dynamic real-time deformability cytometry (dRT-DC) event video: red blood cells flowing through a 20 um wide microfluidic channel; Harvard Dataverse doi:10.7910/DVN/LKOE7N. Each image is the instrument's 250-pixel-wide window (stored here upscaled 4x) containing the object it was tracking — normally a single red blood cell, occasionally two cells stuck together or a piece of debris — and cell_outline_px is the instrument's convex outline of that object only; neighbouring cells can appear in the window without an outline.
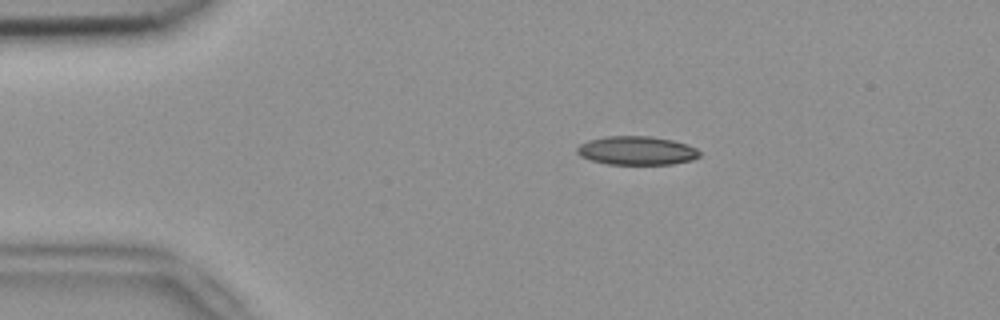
{"species": "common noctule bat (a hibernating species)", "species_latin": "Nyctalus noctula", "temperature_condition": "room temperature", "stored_images_in_passage": 4, "camera_frame_rate_fps": 3000, "um_per_image_px": 0.085, "animal": {"sex": "female", "body_mass_g": 18.4}, "frame": {"image": 1, "passage_image": 2, "time_ms": 0.333, "image_size_px": [1000, 320], "cell_outline_px": [[700, 156], [692, 160], [672, 164], [608, 164], [592, 160], [580, 156], [576, 152], [576, 148], [580, 144], [588, 140], [604, 136], [652, 136], [672, 140], [688, 144], [696, 148], [700, 152]], "centroid_in_image_um": [54.12, 12.79], "position_along_channel_um": 30.9, "area_um2": 20.58}}
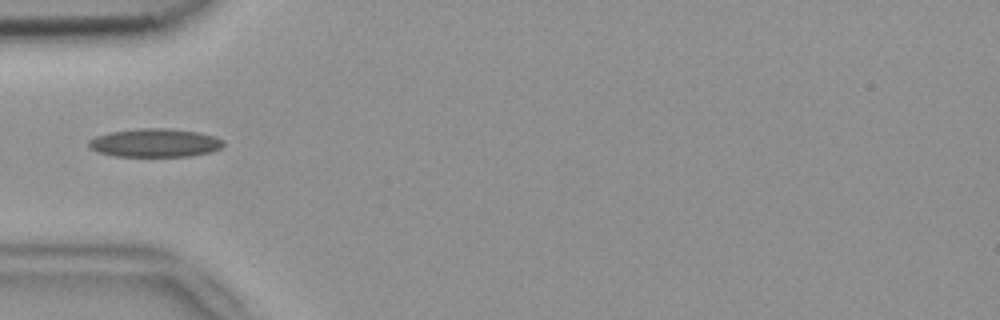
{"frame": {"image": 2, "passage_image": 4, "time_ms": 1.0, "image_size_px": [1000, 320], "cell_outline_px": [[224, 144], [220, 148], [212, 152], [188, 156], [116, 156], [100, 152], [88, 148], [88, 140], [96, 136], [112, 132], [140, 128], [168, 128], [200, 132], [216, 136], [224, 140]], "centroid_in_image_um": [13.21, 12.13], "position_along_channel_um": 71.8, "area_um2": 22.37}}